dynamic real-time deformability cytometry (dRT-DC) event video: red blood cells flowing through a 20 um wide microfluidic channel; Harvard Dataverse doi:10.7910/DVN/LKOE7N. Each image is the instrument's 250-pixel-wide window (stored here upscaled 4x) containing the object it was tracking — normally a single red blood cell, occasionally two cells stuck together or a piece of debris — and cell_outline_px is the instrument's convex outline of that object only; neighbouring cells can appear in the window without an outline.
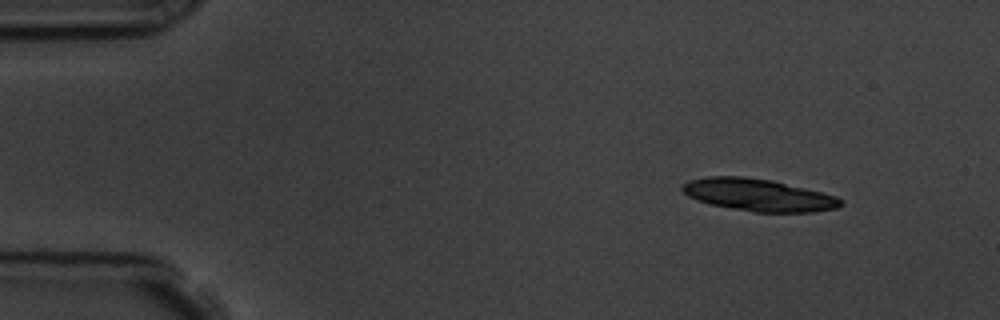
{"species": "common noctule bat (a hibernating species)", "species_latin": "Nyctalus noctula", "temperature_condition": "room temperature", "stored_images_in_passage": 5, "camera_frame_rate_fps": 3000, "um_per_image_px": 0.085, "animal": {"sex": "male", "body_mass_g": 19.5, "forearm_length_mm": 54.6}, "frame": {"image": 1, "passage_image": 1, "time_ms": 0.0, "image_size_px": [1000, 320], "cell_outline_px": [[844, 204], [836, 208], [812, 212], [756, 212], [708, 204], [696, 200], [688, 196], [680, 188], [688, 180], [708, 176], [744, 176], [772, 180], [836, 196]], "centroid_in_image_um": [64.42, 16.57], "position_along_channel_um": 20.6, "area_um2": 29.65}}